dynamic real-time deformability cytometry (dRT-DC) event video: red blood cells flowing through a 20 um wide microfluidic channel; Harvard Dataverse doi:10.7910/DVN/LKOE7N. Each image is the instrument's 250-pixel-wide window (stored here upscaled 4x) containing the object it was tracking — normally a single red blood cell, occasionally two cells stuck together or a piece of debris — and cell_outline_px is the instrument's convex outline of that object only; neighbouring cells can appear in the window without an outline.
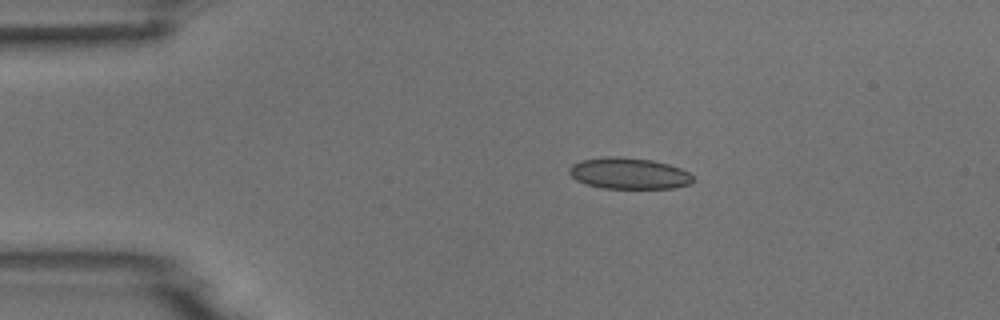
{"species": "common noctule bat (a hibernating species)", "species_latin": "Nyctalus noctula", "temperature_condition": "room temperature", "stored_images_in_passage": 5, "camera_frame_rate_fps": 3000, "um_per_image_px": 0.085, "animal": {"sex": "male", "body_mass_g": 18.8}, "frame": {"image": 1, "passage_image": 1, "time_ms": 0.0, "image_size_px": [1000, 320], "cell_outline_px": [[696, 180], [692, 184], [676, 188], [604, 188], [588, 184], [576, 180], [568, 172], [568, 168], [572, 164], [580, 160], [608, 156], [616, 156], [652, 160], [668, 164], [680, 168], [688, 172]], "centroid_in_image_um": [53.48, 14.74], "position_along_channel_um": 31.5, "area_um2": 22.66}}
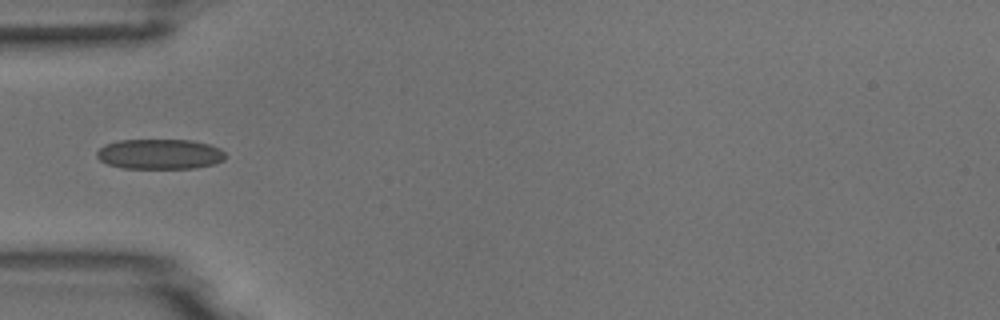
{"frame": {"image": 2, "passage_image": 3, "time_ms": 2.333, "image_size_px": [1000, 320], "cell_outline_px": [[224, 160], [216, 164], [196, 168], [124, 168], [108, 164], [100, 160], [96, 156], [96, 152], [104, 144], [120, 140], [192, 140], [208, 144], [220, 148], [224, 152]], "centroid_in_image_um": [13.59, 13.1], "position_along_channel_um": 71.4, "area_um2": 22.66}}